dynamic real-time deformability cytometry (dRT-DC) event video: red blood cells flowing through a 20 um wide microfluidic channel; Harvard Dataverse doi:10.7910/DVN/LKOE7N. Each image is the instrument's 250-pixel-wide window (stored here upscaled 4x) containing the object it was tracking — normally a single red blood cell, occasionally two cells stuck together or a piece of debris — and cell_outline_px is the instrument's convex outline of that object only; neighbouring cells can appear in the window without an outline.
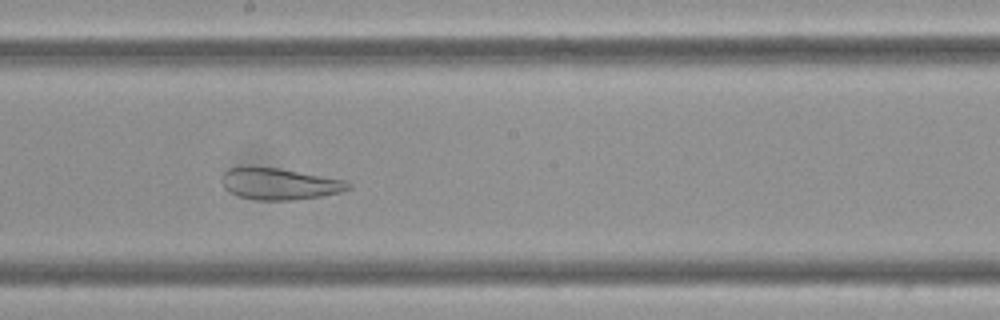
{"species": "Egyptian fruit bat (a non-hibernating species)", "species_latin": "Rousettus aegyptiacus", "temperature_condition": "cold", "stored_images_in_passage": 50, "camera_frame_rate_fps": 3000, "um_per_image_px": 0.085, "frame": {"image": 1, "passage_image": 24, "time_ms": 7.667, "image_size_px": [1000, 320], "cell_outline_px": [[352, 188], [340, 192], [320, 196], [292, 200], [256, 200], [240, 196], [224, 188], [224, 172], [228, 168], [240, 164], [248, 164], [280, 168], [348, 180], [352, 184]], "centroid_in_image_um": [23.77, 15.58], "position_along_channel_um": 224.4, "area_um2": 23.76}}
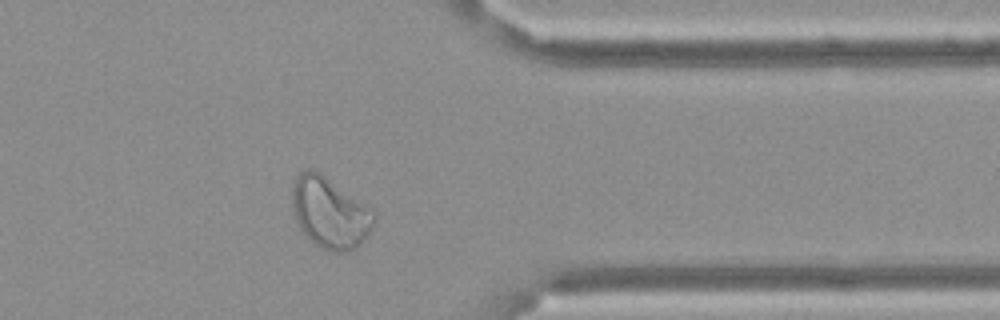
{"frame": {"image": 2, "passage_image": 39, "time_ms": 12.667, "image_size_px": [1000, 320], "cell_outline_px": [[376, 220], [368, 236], [356, 248], [344, 252], [332, 252], [320, 248], [300, 228], [292, 212], [292, 180], [300, 172], [308, 168], [312, 168], [320, 172], [372, 208], [376, 212]], "centroid_in_image_um": [28.05, 18.06], "position_along_channel_um": 383.4, "area_um2": 34.33}}
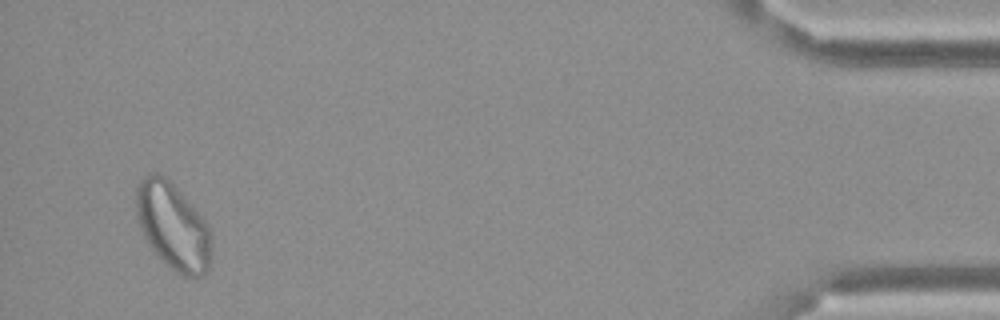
{"frame": {"image": 3, "passage_image": 48, "time_ms": 15.667, "image_size_px": [1000, 320], "cell_outline_px": [[212, 252], [208, 268], [204, 276], [184, 276], [176, 272], [148, 244], [140, 228], [136, 212], [136, 188], [140, 180], [156, 172], [168, 176], [208, 224], [212, 236]], "centroid_in_image_um": [14.73, 19.2], "position_along_channel_um": 420.5, "area_um2": 38.09}}